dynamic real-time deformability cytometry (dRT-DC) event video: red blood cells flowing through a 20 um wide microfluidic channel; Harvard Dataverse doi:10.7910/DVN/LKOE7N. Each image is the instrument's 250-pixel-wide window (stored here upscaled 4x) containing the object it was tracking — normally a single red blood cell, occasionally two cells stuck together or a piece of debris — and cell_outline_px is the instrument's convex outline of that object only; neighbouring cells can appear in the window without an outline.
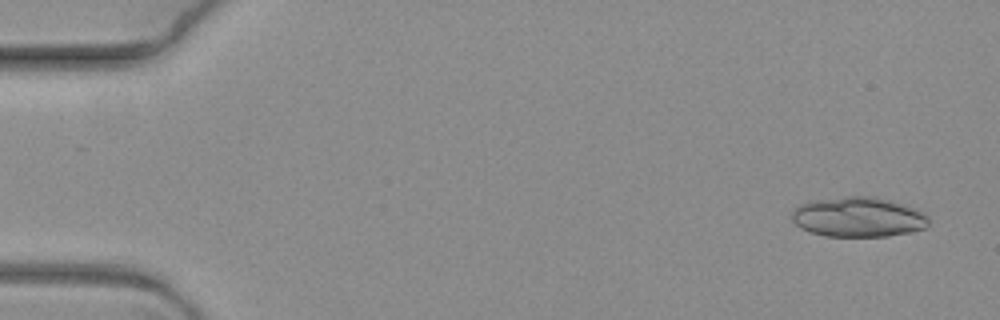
{"species": "common noctule bat (a hibernating species)", "species_latin": "Nyctalus noctula", "temperature_condition": "warm", "stored_images_in_passage": 7, "camera_frame_rate_fps": 3000, "um_per_image_px": 0.085, "animal": {"sex": "female", "body_mass_g": 19.3, "forearm_length_mm": 54.1}, "frame": {"image": 1, "passage_image": 1, "time_ms": 0.0, "image_size_px": [1000, 320], "cell_outline_px": [[928, 224], [924, 228], [912, 232], [888, 236], [824, 236], [808, 232], [800, 228], [792, 220], [792, 212], [800, 204], [820, 200], [844, 196], [876, 196], [892, 200], [916, 208], [924, 212], [928, 216]], "centroid_in_image_um": [72.99, 18.45], "position_along_channel_um": 12.0, "area_um2": 32.02}}